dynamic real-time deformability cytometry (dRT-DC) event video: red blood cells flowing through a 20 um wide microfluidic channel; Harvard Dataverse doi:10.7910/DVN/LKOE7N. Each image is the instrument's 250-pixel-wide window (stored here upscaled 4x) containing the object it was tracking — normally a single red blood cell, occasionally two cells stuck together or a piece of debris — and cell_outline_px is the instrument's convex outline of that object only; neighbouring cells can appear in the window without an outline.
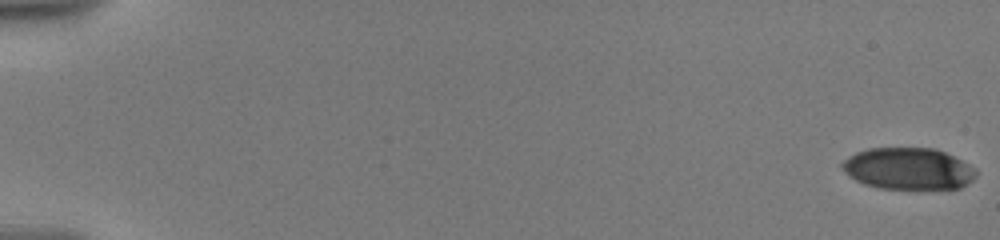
{"species": "human", "species_latin": "Homo sapiens", "temperature_condition": "warm", "stored_images_in_passage": 22, "camera_frame_rate_fps": 3000, "um_per_image_px": 0.085, "donor": {"sex": "male"}, "frame": {"image": 1, "passage_image": 1, "time_ms": 0.0, "image_size_px": [1000, 240], "cell_outline_px": [[976, 176], [972, 180], [960, 188], [880, 188], [864, 184], [848, 176], [840, 168], [840, 164], [848, 156], [856, 152], [868, 148], [936, 148], [976, 168]], "centroid_in_image_um": [77.16, 14.32], "position_along_channel_um": 7.8, "area_um2": 32.48}}
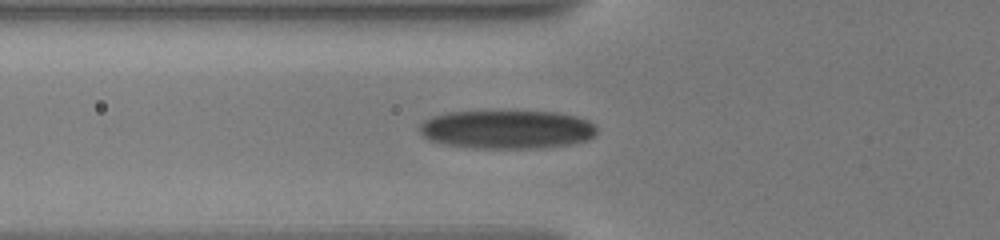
{"frame": {"image": 2, "passage_image": 15, "time_ms": 7.333, "image_size_px": [1000, 240], "cell_outline_px": [[596, 132], [588, 140], [572, 144], [532, 148], [472, 148], [444, 144], [428, 140], [420, 132], [420, 124], [424, 120], [432, 116], [444, 112], [560, 112], [576, 116], [588, 120], [596, 124]], "centroid_in_image_um": [43.09, 11.0], "position_along_channel_um": 82.7, "area_um2": 39.88}}
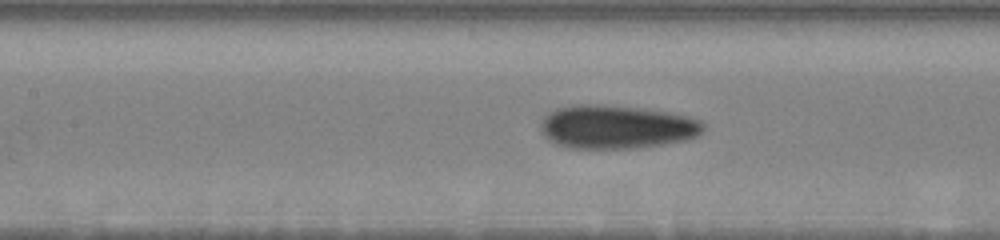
{"frame": {"image": 3, "passage_image": 20, "time_ms": 9.333, "image_size_px": [1000, 240], "cell_outline_px": [[704, 128], [696, 136], [684, 140], [660, 144], [628, 148], [568, 148], [556, 144], [540, 128], [540, 124], [544, 116], [548, 112], [556, 108], [572, 104], [604, 104], [640, 108], [668, 112], [688, 116], [700, 120], [704, 124]], "centroid_in_image_um": [52.37, 10.76], "position_along_channel_um": 155.0, "area_um2": 41.04}}